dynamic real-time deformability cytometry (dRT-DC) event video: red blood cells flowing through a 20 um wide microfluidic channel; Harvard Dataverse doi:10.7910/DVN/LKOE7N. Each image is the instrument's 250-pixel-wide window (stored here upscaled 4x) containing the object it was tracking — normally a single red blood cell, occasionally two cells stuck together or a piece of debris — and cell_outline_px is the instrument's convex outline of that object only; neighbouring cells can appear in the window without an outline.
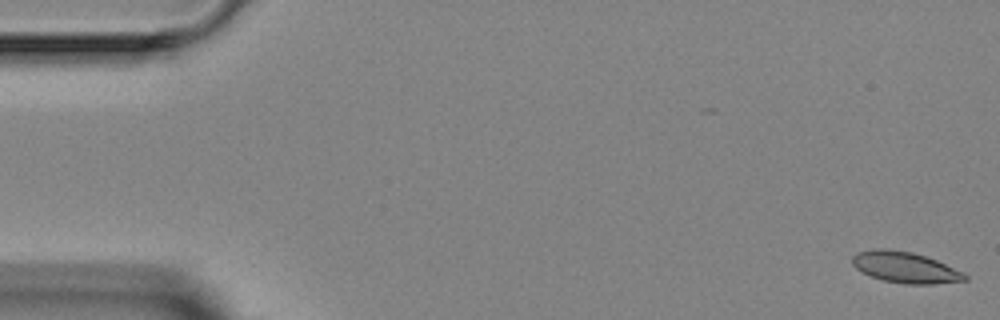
{"species": "Egyptian fruit bat (a non-hibernating species)", "species_latin": "Rousettus aegyptiacus", "temperature_condition": "room temperature", "stored_images_in_passage": 5, "camera_frame_rate_fps": 3000, "um_per_image_px": 0.085, "animal": {"sex": "female"}, "frame": {"image": 1, "passage_image": 1, "time_ms": 0.0, "image_size_px": [1000, 320], "cell_outline_px": [[968, 280], [932, 284], [904, 284], [884, 280], [872, 276], [856, 268], [852, 264], [852, 256], [860, 252], [880, 248], [884, 248], [912, 252], [936, 260], [964, 272], [968, 276]], "centroid_in_image_um": [76.98, 22.73], "position_along_channel_um": 8.0, "area_um2": 20.11}}